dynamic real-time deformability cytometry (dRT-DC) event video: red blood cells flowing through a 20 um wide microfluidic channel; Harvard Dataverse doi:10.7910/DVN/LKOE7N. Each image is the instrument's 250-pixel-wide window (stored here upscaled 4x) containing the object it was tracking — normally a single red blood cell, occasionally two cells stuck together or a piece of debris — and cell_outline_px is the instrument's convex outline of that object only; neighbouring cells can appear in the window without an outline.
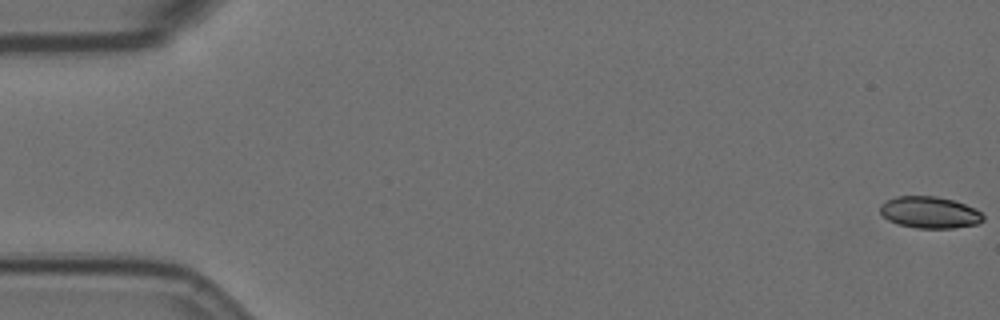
{"species": "Egyptian fruit bat (a non-hibernating species)", "species_latin": "Rousettus aegyptiacus", "temperature_condition": "room temperature", "stored_images_in_passage": 58, "camera_frame_rate_fps": 3000, "um_per_image_px": 0.085, "animal": {"sex": "female"}, "frame": {"image": 1, "passage_image": 1, "time_ms": 0.0, "image_size_px": [1000, 320], "cell_outline_px": [[984, 220], [976, 224], [952, 228], [916, 228], [900, 224], [888, 220], [880, 212], [880, 204], [896, 196], [936, 196], [952, 200], [976, 208], [984, 216]], "centroid_in_image_um": [79.03, 18.05], "position_along_channel_um": 6.0, "area_um2": 18.9}}
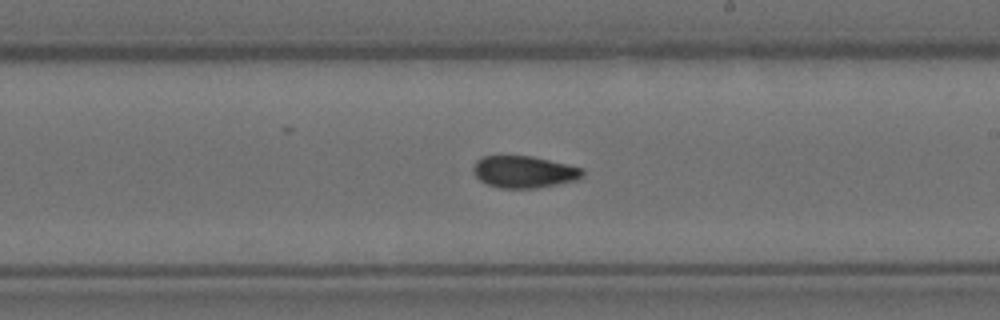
{"frame": {"image": 2, "passage_image": 34, "time_ms": 11.0, "image_size_px": [1000, 320], "cell_outline_px": [[584, 176], [576, 180], [536, 188], [500, 188], [488, 184], [480, 180], [472, 172], [472, 168], [476, 160], [480, 156], [532, 156], [584, 168]], "centroid_in_image_um": [44.53, 14.6], "position_along_channel_um": 244.5, "area_um2": 20.4}}
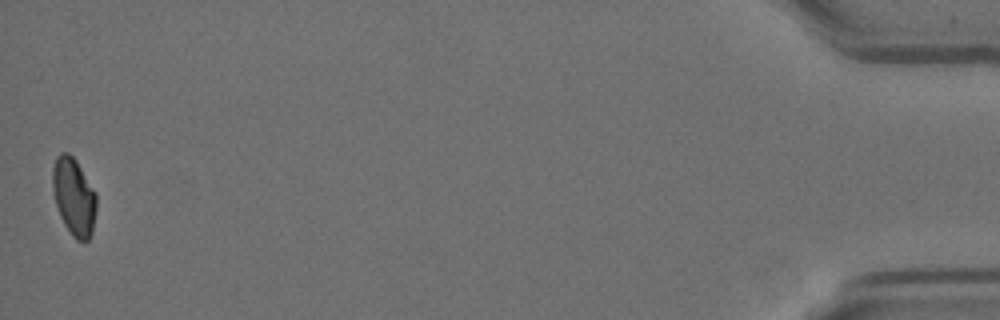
{"frame": {"image": 3, "passage_image": 58, "time_ms": 19.0, "image_size_px": [1000, 320], "cell_outline_px": [[96, 208], [92, 232], [88, 240], [76, 240], [72, 236], [64, 224], [60, 216], [52, 192], [52, 168], [56, 156], [60, 152], [68, 152], [76, 160], [96, 192]], "centroid_in_image_um": [6.26, 16.69], "position_along_channel_um": 428.9, "area_um2": 19.94}, "authors_computed_cell_mechanics": {"area_um2": 20.2589, "velocity_mm_per_s": 3.5147, "shape_relaxation_time_tau1_ms": 9.1252, "shape_relaxation_time_tau2_ms": 2.1196, "deformation_change_tau1": 0.1688, "deformation_change_tau2": 0.0559}}